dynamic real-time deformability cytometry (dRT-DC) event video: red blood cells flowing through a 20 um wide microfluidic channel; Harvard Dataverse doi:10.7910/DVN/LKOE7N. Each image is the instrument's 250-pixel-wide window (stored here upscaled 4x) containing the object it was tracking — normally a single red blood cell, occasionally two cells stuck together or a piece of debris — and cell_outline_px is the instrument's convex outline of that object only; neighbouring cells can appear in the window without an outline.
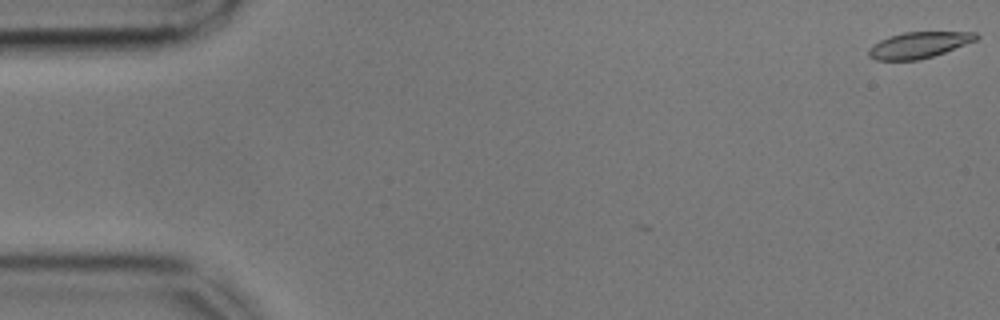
{"species": "common noctule bat (a hibernating species)", "species_latin": "Nyctalus noctula", "temperature_condition": "cold", "stored_images_in_passage": 15, "camera_frame_rate_fps": 3000, "um_per_image_px": 0.085, "animal": {"sex": "male", "body_mass_g": 17.9, "forearm_length_mm": 54.2}, "frame": {"image": 1, "passage_image": 1, "time_ms": 0.0, "image_size_px": [1000, 320], "cell_outline_px": [[980, 36], [976, 40], [944, 52], [920, 60], [876, 60], [868, 56], [868, 48], [872, 44], [880, 40], [904, 32], [976, 32]], "centroid_in_image_um": [78.07, 3.83], "position_along_channel_um": 6.9, "area_um2": 16.24}}
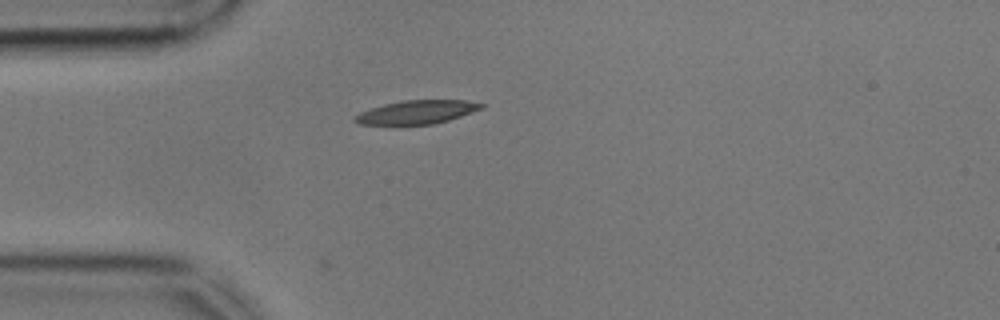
{"frame": {"image": 2, "passage_image": 15, "time_ms": 4.667, "image_size_px": [1000, 320], "cell_outline_px": [[484, 108], [448, 120], [432, 124], [356, 124], [352, 120], [360, 112], [384, 104], [404, 100], [464, 100], [484, 104]], "centroid_in_image_um": [35.42, 9.52], "position_along_channel_um": 49.6, "area_um2": 17.11}}